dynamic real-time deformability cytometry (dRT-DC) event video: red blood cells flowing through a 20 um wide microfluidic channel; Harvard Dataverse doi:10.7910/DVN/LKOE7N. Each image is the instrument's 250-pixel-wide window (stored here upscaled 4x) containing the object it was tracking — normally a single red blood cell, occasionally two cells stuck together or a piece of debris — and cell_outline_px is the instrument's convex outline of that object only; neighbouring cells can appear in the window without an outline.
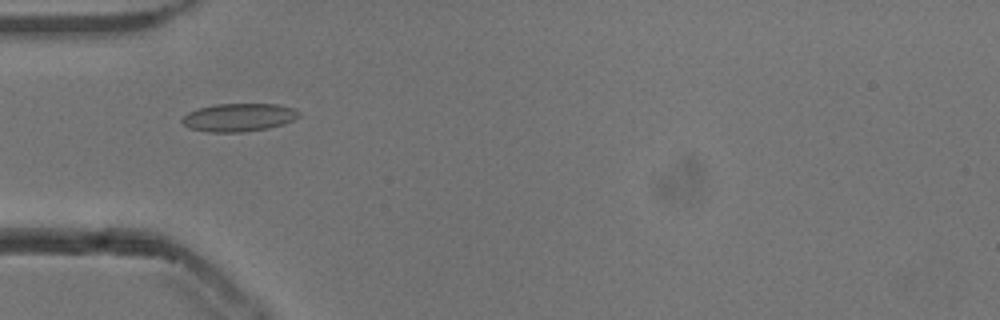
{"species": "common noctule bat (a hibernating species)", "species_latin": "Nyctalus noctula", "temperature_condition": "cold", "stored_images_in_passage": 41, "camera_frame_rate_fps": 3000, "um_per_image_px": 0.085, "animal": {"sex": "male", "body_mass_g": 13.3}, "frame": {"image": 1, "passage_image": 5, "time_ms": 1.333, "image_size_px": [1000, 320], "cell_outline_px": [[300, 116], [284, 124], [268, 128], [244, 132], [208, 132], [188, 128], [180, 120], [188, 112], [200, 108], [216, 104], [276, 104], [292, 108], [300, 112]], "centroid_in_image_um": [20.29, 9.98], "position_along_channel_um": 64.7, "area_um2": 19.07}}
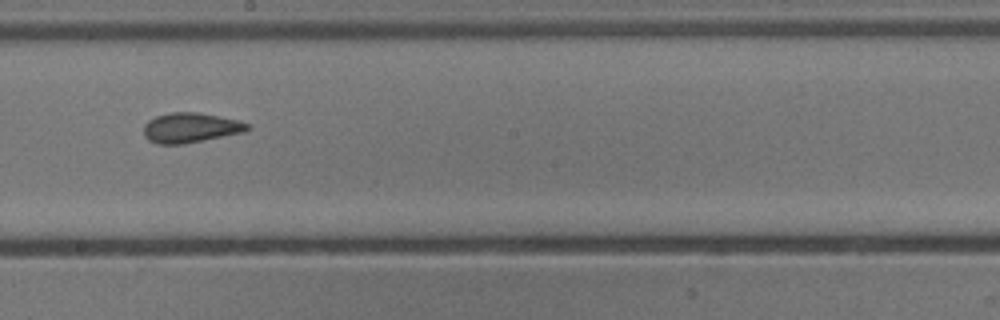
{"frame": {"image": 2, "passage_image": 18, "time_ms": 5.667, "image_size_px": [1000, 320], "cell_outline_px": [[252, 128], [244, 132], [184, 144], [156, 144], [148, 140], [144, 136], [144, 124], [148, 120], [156, 116], [172, 112], [196, 112], [240, 120], [248, 124]], "centroid_in_image_um": [16.19, 10.86], "position_along_channel_um": 232.0, "area_um2": 18.15}}
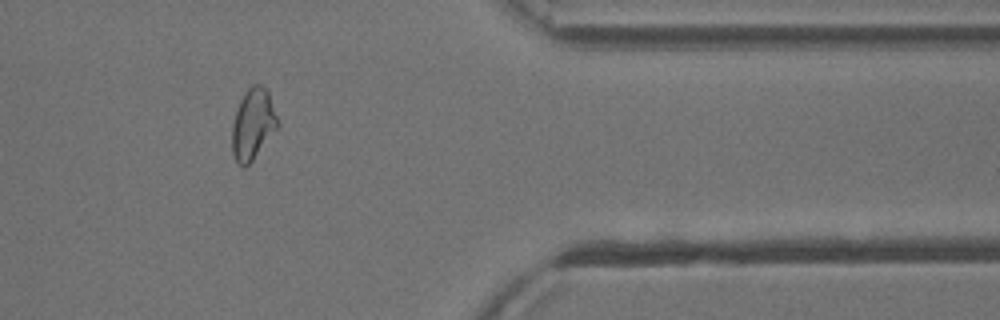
{"frame": {"image": 3, "passage_image": 32, "time_ms": 10.333, "image_size_px": [1000, 320], "cell_outline_px": [[280, 124], [252, 160], [244, 168], [236, 160], [232, 152], [232, 124], [240, 100], [244, 92], [252, 84], [260, 84], [268, 88]], "centroid_in_image_um": [21.51, 10.5], "position_along_channel_um": 389.9, "area_um2": 18.84}, "authors_computed_cell_mechanics": {"area_um2": 18.2648, "velocity_mm_per_s": 3.8616, "shape_relaxation_time_tau1_ms": null, "shape_relaxation_time_tau2_ms": 1.7056, "deformation_change_tau1": null, "deformation_change_tau2": 0.061}}